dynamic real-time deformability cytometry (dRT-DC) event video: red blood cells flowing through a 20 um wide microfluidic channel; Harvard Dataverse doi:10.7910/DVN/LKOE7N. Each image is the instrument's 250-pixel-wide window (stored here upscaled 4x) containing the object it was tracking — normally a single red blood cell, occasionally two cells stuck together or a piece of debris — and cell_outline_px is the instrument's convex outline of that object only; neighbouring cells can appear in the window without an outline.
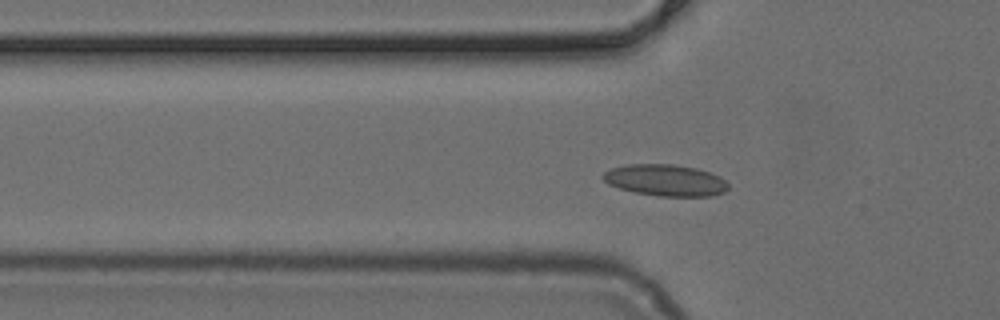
{"species": "common noctule bat (a hibernating species)", "species_latin": "Nyctalus noctula", "temperature_condition": "cold", "stored_images_in_passage": 52, "camera_frame_rate_fps": 3000, "um_per_image_px": 0.085, "animal": {"sex": "female", "body_mass_g": 24.6, "forearm_length_mm": 56.2}, "frame": {"image": 1, "passage_image": 16, "time_ms": 5.0, "image_size_px": [1000, 320], "cell_outline_px": [[728, 188], [724, 192], [712, 196], [660, 196], [636, 192], [620, 188], [608, 184], [600, 176], [604, 172], [612, 168], [628, 164], [672, 164], [696, 168], [720, 176], [728, 184]], "centroid_in_image_um": [56.56, 15.31], "position_along_channel_um": 69.2, "area_um2": 22.89}}
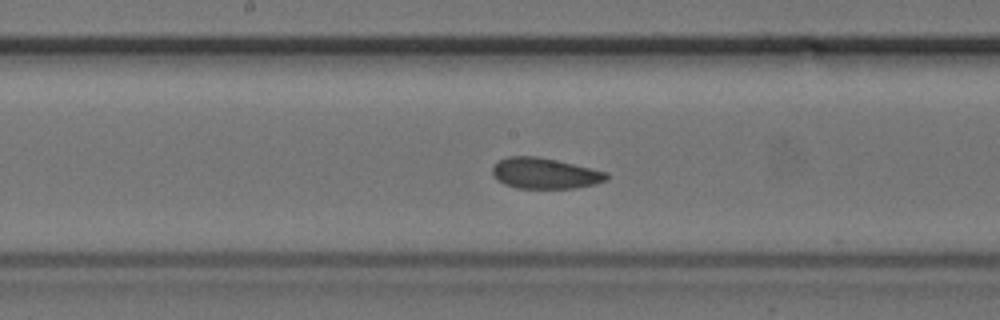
{"frame": {"image": 2, "passage_image": 26, "time_ms": 8.333, "image_size_px": [1000, 320], "cell_outline_px": [[608, 180], [596, 184], [576, 188], [516, 188], [504, 184], [496, 180], [492, 176], [492, 168], [500, 160], [508, 156], [536, 156], [556, 160], [608, 172]], "centroid_in_image_um": [46.31, 14.74], "position_along_channel_um": 201.9, "area_um2": 20.58}}
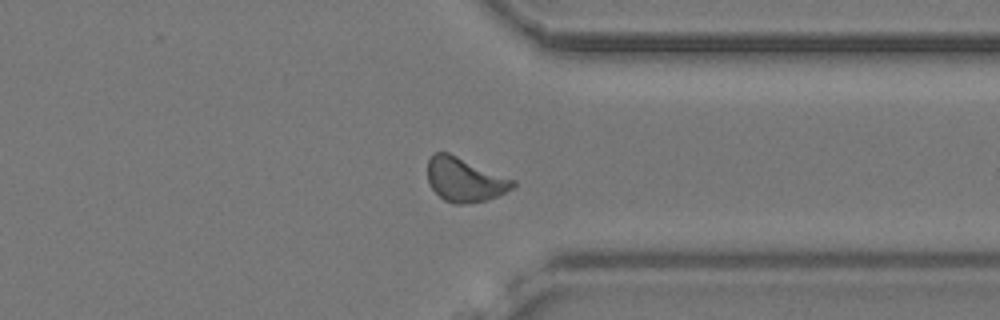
{"frame": {"image": 3, "passage_image": 39, "time_ms": 12.667, "image_size_px": [1000, 320], "cell_outline_px": [[516, 184], [512, 188], [496, 196], [484, 200], [464, 204], [452, 204], [444, 200], [432, 188], [428, 180], [428, 160], [436, 152], [448, 152], [516, 180]], "centroid_in_image_um": [39.5, 15.27], "position_along_channel_um": 371.9, "area_um2": 21.68}}